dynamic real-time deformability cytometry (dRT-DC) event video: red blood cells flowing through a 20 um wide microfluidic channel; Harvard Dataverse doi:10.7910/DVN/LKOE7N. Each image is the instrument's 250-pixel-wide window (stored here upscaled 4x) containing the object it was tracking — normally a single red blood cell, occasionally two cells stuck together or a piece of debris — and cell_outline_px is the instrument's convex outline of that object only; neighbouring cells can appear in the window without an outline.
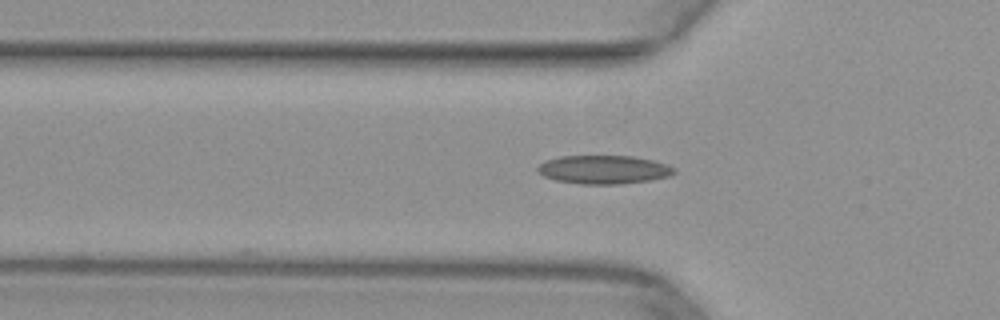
{"species": "common noctule bat (a hibernating species)", "species_latin": "Nyctalus noctula", "temperature_condition": "warm", "stored_images_in_passage": 9, "camera_frame_rate_fps": 3000, "um_per_image_px": 0.085, "animal": {"sex": "female", "body_mass_g": 29.2, "forearm_length_mm": 56.3}, "frame": {"image": 1, "passage_image": 3, "time_ms": 0.667, "image_size_px": [1000, 320], "cell_outline_px": [[676, 172], [672, 176], [652, 180], [620, 184], [580, 184], [556, 180], [544, 176], [536, 172], [536, 168], [540, 164], [548, 160], [560, 156], [632, 156], [652, 160], [668, 164], [676, 168]], "centroid_in_image_um": [51.36, 14.42], "position_along_channel_um": 74.4, "area_um2": 22.89}}
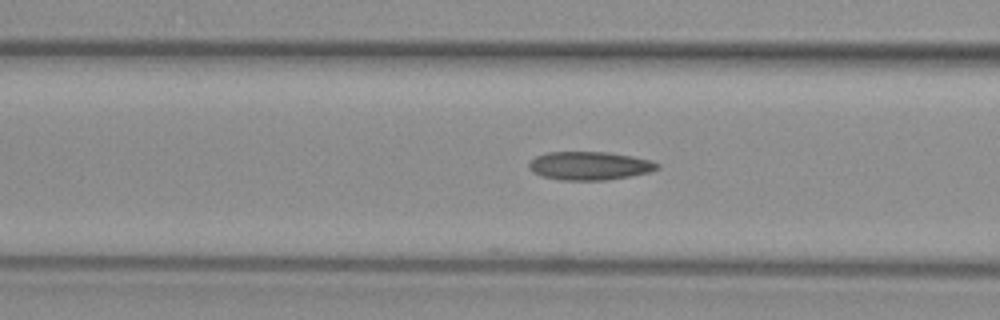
{"frame": {"image": 2, "passage_image": 6, "time_ms": 1.667, "image_size_px": [1000, 320], "cell_outline_px": [[660, 168], [652, 172], [608, 180], [560, 180], [540, 176], [532, 172], [528, 168], [528, 164], [536, 156], [548, 152], [608, 152], [632, 156], [652, 160], [660, 164]], "centroid_in_image_um": [50.14, 14.09], "position_along_channel_um": 116.5, "area_um2": 21.5}}